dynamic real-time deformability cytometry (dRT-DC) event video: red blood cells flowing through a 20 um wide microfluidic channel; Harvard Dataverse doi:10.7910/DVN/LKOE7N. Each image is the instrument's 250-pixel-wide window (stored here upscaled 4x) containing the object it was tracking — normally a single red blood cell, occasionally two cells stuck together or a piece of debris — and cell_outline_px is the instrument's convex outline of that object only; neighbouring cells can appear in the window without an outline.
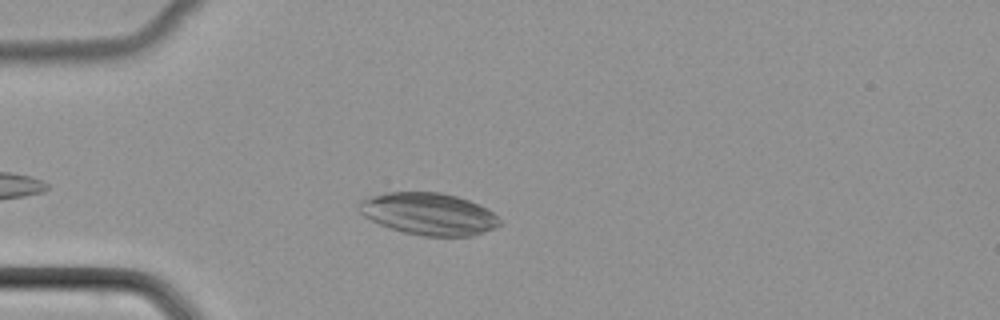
{"species": "common noctule bat (a hibernating species)", "species_latin": "Nyctalus noctula", "temperature_condition": "cold", "stored_images_in_passage": 40, "camera_frame_rate_fps": 3000, "um_per_image_px": 0.085, "animal": {"sex": "female", "body_mass_g": 22.7, "forearm_length_mm": 54.2}, "frame": {"image": 1, "passage_image": 6, "time_ms": 1.667, "image_size_px": [1000, 320], "cell_outline_px": [[500, 224], [496, 228], [472, 236], [424, 236], [404, 232], [380, 224], [364, 216], [360, 212], [360, 200], [372, 196], [388, 192], [440, 192], [456, 196], [468, 200], [488, 208], [500, 220]], "centroid_in_image_um": [36.47, 18.18], "position_along_channel_um": 48.5, "area_um2": 34.22}}
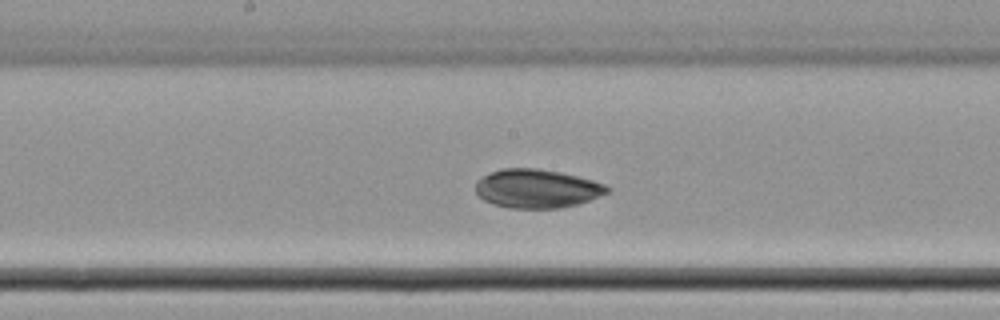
{"frame": {"image": 2, "passage_image": 19, "time_ms": 6.0, "image_size_px": [1000, 320], "cell_outline_px": [[612, 188], [608, 192], [588, 200], [576, 204], [560, 208], [508, 208], [492, 204], [484, 200], [476, 192], [476, 180], [500, 168], [536, 168], [560, 172], [592, 180], [604, 184]], "centroid_in_image_um": [45.61, 16.03], "position_along_channel_um": 202.6, "area_um2": 29.54}}
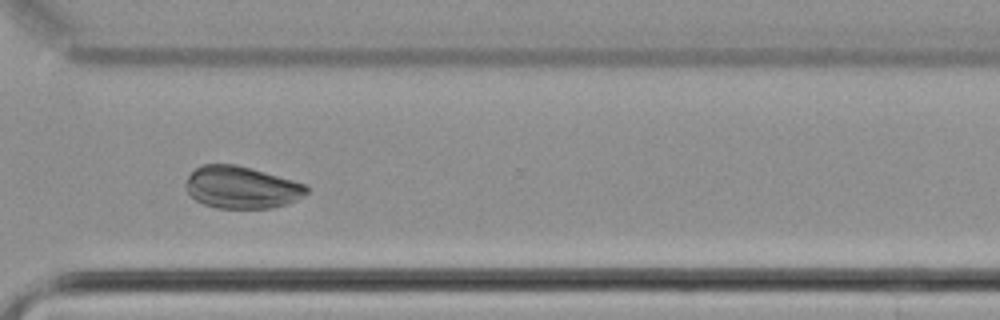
{"frame": {"image": 3, "passage_image": 30, "time_ms": 9.667, "image_size_px": [1000, 320], "cell_outline_px": [[308, 192], [304, 196], [296, 200], [272, 208], [220, 208], [204, 204], [196, 200], [184, 188], [184, 184], [188, 176], [200, 164], [236, 164], [252, 168], [308, 184]], "centroid_in_image_um": [20.54, 15.91], "position_along_channel_um": 350.1, "area_um2": 29.88}}